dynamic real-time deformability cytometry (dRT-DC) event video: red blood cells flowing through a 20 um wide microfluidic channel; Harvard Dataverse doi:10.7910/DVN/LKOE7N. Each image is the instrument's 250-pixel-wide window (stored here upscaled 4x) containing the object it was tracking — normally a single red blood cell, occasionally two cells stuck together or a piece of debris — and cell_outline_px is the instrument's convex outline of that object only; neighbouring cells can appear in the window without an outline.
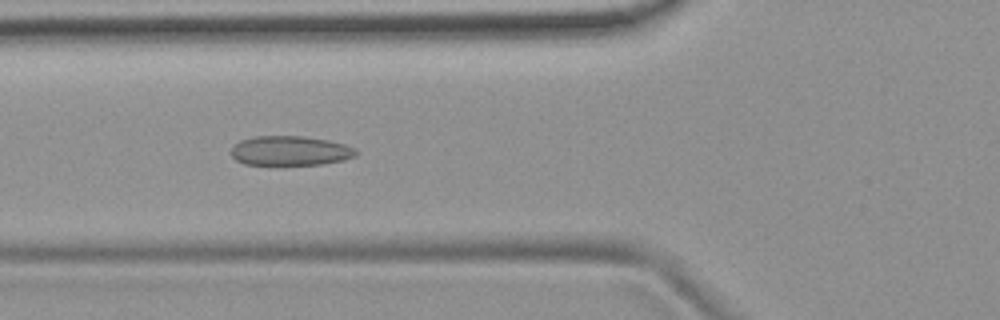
{"species": "common noctule bat (a hibernating species)", "species_latin": "Nyctalus noctula", "temperature_condition": "room temperature", "stored_images_in_passage": 6, "camera_frame_rate_fps": 3000, "um_per_image_px": 0.085, "animal": {"sex": "female", "body_mass_g": 19.9}, "frame": {"image": 1, "passage_image": 6, "time_ms": 5.667, "image_size_px": [1000, 320], "cell_outline_px": [[360, 152], [356, 156], [344, 160], [320, 164], [276, 168], [244, 164], [236, 160], [232, 156], [232, 148], [240, 140], [256, 136], [304, 136], [328, 140], [344, 144], [356, 148]], "centroid_in_image_um": [24.67, 12.87], "position_along_channel_um": 101.1, "area_um2": 22.54}}